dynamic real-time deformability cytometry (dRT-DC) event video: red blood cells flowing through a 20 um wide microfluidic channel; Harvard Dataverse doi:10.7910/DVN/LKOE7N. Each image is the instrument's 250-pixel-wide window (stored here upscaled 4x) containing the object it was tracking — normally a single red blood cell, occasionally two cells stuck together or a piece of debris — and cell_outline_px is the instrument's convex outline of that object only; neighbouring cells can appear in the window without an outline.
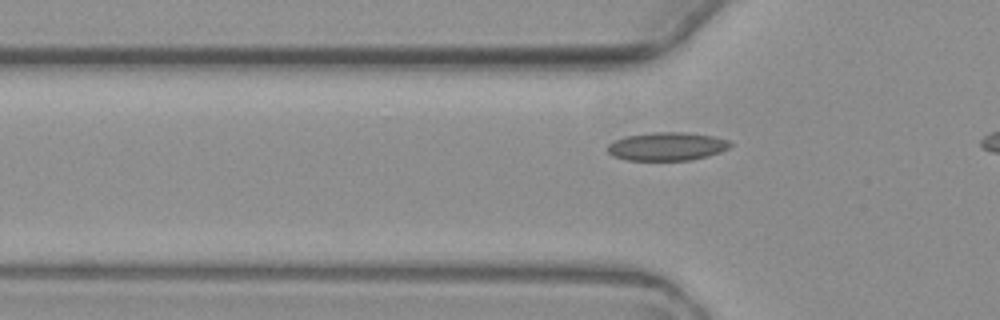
{"species": "common noctule bat (a hibernating species)", "species_latin": "Nyctalus noctula", "temperature_condition": "warm", "stored_images_in_passage": 6, "camera_frame_rate_fps": 3000, "um_per_image_px": 0.085, "animal": {"sex": "female", "body_mass_g": 19.3, "forearm_length_mm": 54.1}, "frame": {"image": 1, "passage_image": 6, "time_ms": 7.333, "image_size_px": [1000, 320], "cell_outline_px": [[732, 144], [728, 148], [720, 152], [708, 156], [688, 160], [628, 160], [612, 156], [608, 152], [608, 144], [612, 140], [624, 136], [652, 132], [688, 132], [712, 136], [728, 140]], "centroid_in_image_um": [56.66, 12.43], "position_along_channel_um": 69.1, "area_um2": 20.35}}